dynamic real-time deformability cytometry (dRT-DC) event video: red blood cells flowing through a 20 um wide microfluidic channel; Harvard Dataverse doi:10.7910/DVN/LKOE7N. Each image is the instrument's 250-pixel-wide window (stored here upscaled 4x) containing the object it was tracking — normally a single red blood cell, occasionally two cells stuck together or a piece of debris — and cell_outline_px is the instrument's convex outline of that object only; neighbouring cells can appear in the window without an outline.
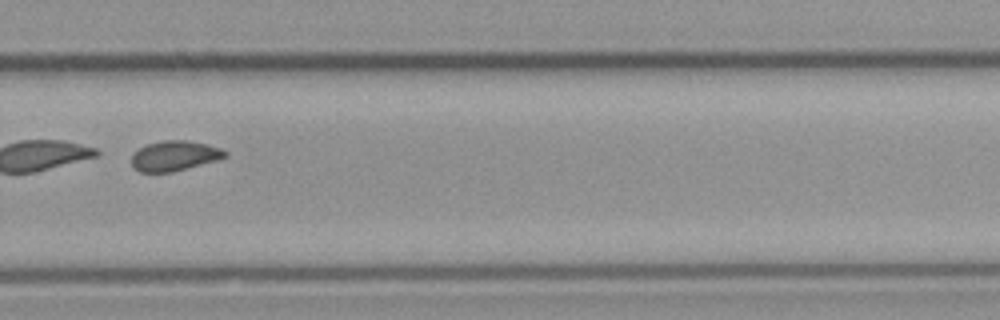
{"species": "common noctule bat (a hibernating species)", "species_latin": "Nyctalus noctula", "temperature_condition": "cold", "stored_images_in_passage": 49, "camera_frame_rate_fps": 3000, "um_per_image_px": 0.085, "animal": {"sex": "male", "body_mass_g": 23.1, "forearm_length_mm": 52.7}, "frame": {"image": 1, "passage_image": 33, "time_ms": 10.667, "image_size_px": [1000, 320], "cell_outline_px": [[228, 156], [216, 160], [172, 172], [140, 172], [132, 164], [132, 152], [148, 144], [164, 140], [188, 140], [208, 144], [220, 148], [228, 152]], "centroid_in_image_um": [14.85, 13.23], "position_along_channel_um": 315.0, "area_um2": 16.3}}